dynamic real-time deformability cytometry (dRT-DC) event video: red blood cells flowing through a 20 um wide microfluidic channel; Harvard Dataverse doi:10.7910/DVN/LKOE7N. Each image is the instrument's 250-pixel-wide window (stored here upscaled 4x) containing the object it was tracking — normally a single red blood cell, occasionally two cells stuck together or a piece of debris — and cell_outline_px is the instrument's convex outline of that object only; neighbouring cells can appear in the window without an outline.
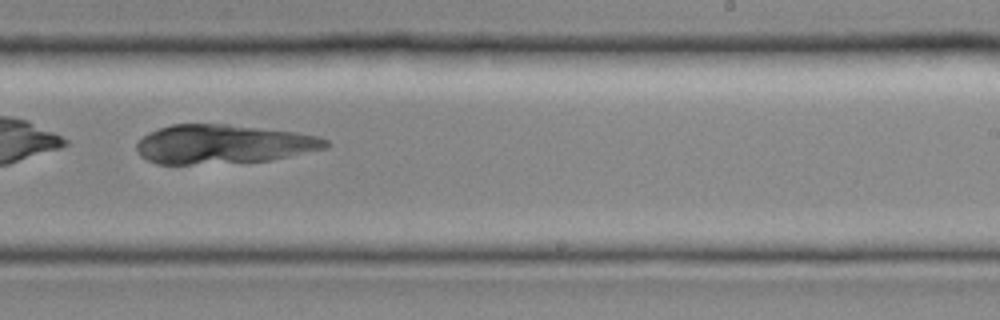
{"species": "common noctule bat (a hibernating species)", "species_latin": "Nyctalus noctula", "temperature_condition": "room temperature", "stored_images_in_passage": 27, "camera_frame_rate_fps": 3000, "um_per_image_px": 0.085, "animal": {"sex": "female", "body_mass_g": 19.0, "forearm_length_mm": 51.5}, "frame": {"image": 1, "passage_image": 14, "time_ms": 4.333, "image_size_px": [1000, 320], "cell_outline_px": [[332, 144], [328, 148], [272, 160], [188, 164], [156, 164], [140, 156], [136, 152], [136, 144], [144, 136], [160, 128], [172, 124], [228, 124], [296, 132], [320, 136], [328, 140]], "centroid_in_image_um": [19.03, 12.25], "position_along_channel_um": 270.0, "area_um2": 43.06}}